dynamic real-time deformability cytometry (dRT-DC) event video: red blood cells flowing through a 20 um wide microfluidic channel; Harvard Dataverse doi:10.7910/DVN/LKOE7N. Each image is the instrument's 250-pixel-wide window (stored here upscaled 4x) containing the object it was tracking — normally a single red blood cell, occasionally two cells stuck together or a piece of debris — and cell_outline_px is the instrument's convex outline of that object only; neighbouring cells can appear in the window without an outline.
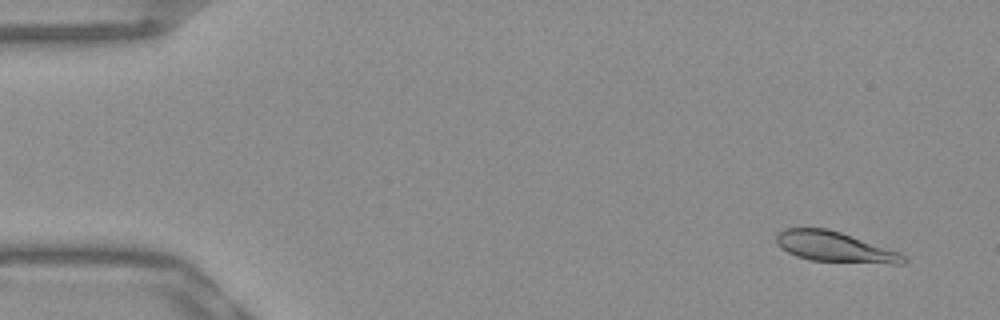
{"species": "Egyptian fruit bat (a non-hibernating species)", "species_latin": "Rousettus aegyptiacus", "temperature_condition": "warm", "stored_images_in_passage": 53, "camera_frame_rate_fps": 3000, "um_per_image_px": 0.085, "frame": {"image": 1, "passage_image": 4, "time_ms": 1.0, "image_size_px": [1000, 320], "cell_outline_px": [[908, 260], [904, 264], [892, 264], [808, 260], [796, 256], [780, 248], [776, 244], [776, 232], [784, 228], [828, 228], [900, 252]], "centroid_in_image_um": [70.93, 20.99], "position_along_channel_um": 14.1, "area_um2": 22.66}}
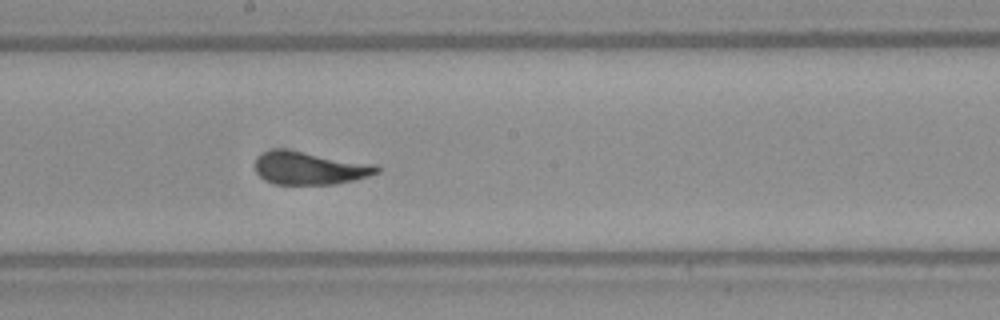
{"frame": {"image": 2, "passage_image": 29, "time_ms": 9.333, "image_size_px": [1000, 320], "cell_outline_px": [[380, 172], [356, 180], [336, 184], [276, 184], [260, 176], [256, 172], [256, 160], [264, 152], [300, 152], [376, 164], [380, 168]], "centroid_in_image_um": [26.43, 14.34], "position_along_channel_um": 221.8, "area_um2": 22.31}}
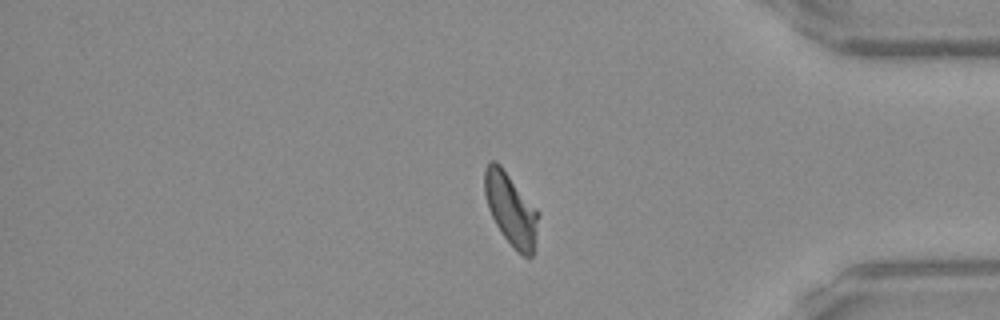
{"frame": {"image": 3, "passage_image": 44, "time_ms": 14.333, "image_size_px": [1000, 320], "cell_outline_px": [[540, 212], [532, 256], [524, 256], [516, 252], [500, 232], [488, 208], [484, 192], [484, 168], [492, 160], [496, 160], [500, 164]], "centroid_in_image_um": [43.42, 17.77], "position_along_channel_um": 391.8, "area_um2": 22.72}, "authors_computed_cell_mechanics": {"area_um2": 22.7154, "velocity_mm_per_s": 3.8783, "shape_relaxation_time_tau1_ms": 5.5657, "shape_relaxation_time_tau2_ms": 0.6851, "deformation_change_tau1": 0.1991, "deformation_change_tau2": 0.048}}